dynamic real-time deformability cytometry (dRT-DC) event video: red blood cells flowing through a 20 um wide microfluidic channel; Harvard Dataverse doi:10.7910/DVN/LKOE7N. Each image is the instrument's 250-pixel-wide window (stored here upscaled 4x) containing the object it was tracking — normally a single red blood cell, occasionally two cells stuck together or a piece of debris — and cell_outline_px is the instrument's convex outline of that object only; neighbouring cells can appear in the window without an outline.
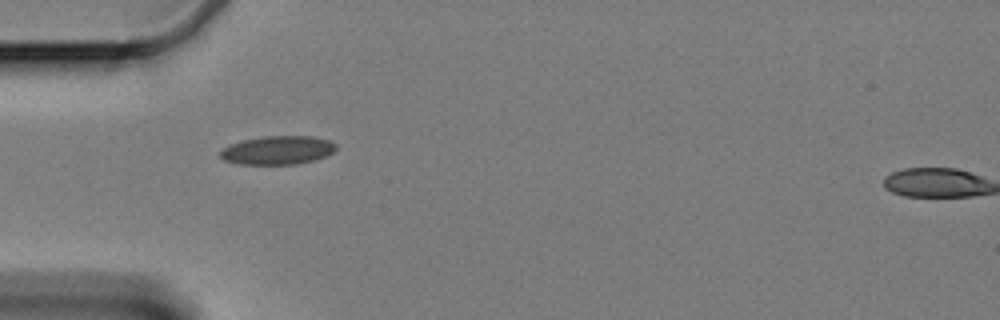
{"species": "Egyptian fruit bat (a non-hibernating species)", "species_latin": "Rousettus aegyptiacus", "temperature_condition": "cold", "stored_images_in_passage": 43, "camera_frame_rate_fps": 3000, "um_per_image_px": 0.085, "animal": {"sex": "female"}, "frame": {"image": 1, "passage_image": 1, "time_ms": 0.0, "image_size_px": [1000, 320], "cell_outline_px": [[336, 148], [328, 156], [316, 160], [296, 164], [240, 164], [224, 160], [220, 156], [220, 152], [224, 148], [232, 144], [244, 140], [264, 136], [312, 136], [328, 140], [336, 144]], "centroid_in_image_um": [23.64, 12.77], "position_along_channel_um": 61.4, "area_um2": 19.19}}
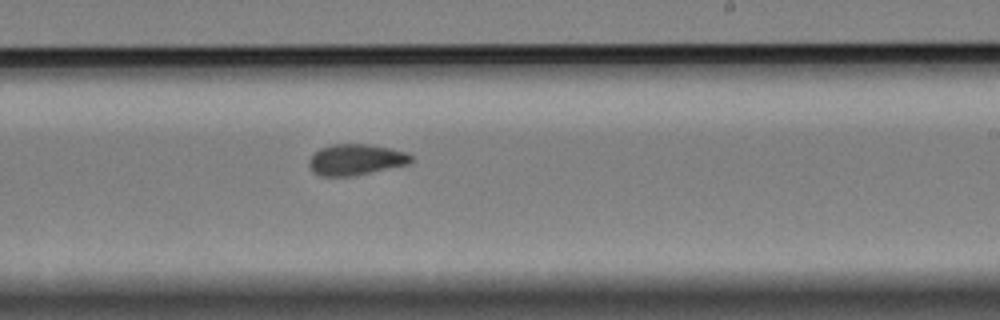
{"frame": {"image": 2, "passage_image": 19, "time_ms": 6.0, "image_size_px": [1000, 320], "cell_outline_px": [[412, 160], [408, 164], [352, 176], [320, 176], [312, 172], [308, 164], [308, 160], [320, 148], [332, 144], [372, 144], [408, 152], [412, 156]], "centroid_in_image_um": [30.24, 13.56], "position_along_channel_um": 258.8, "area_um2": 18.5}}
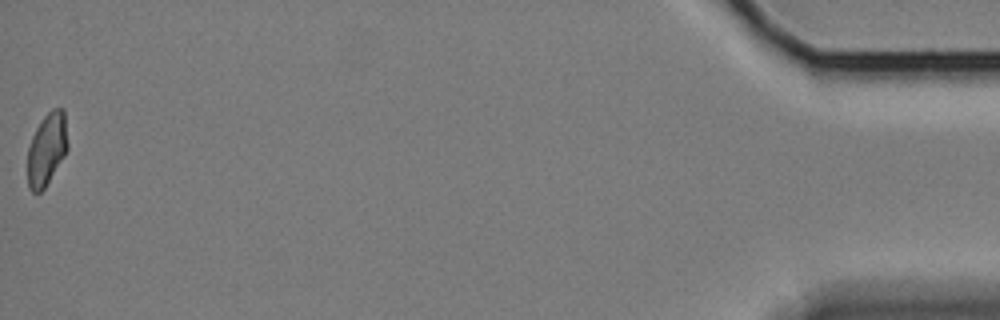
{"frame": {"image": 3, "passage_image": 43, "time_ms": 14.0, "image_size_px": [1000, 320], "cell_outline_px": [[68, 148], [64, 156], [44, 188], [40, 192], [32, 192], [28, 188], [28, 148], [32, 136], [36, 128], [44, 116], [52, 108], [64, 108], [68, 144]], "centroid_in_image_um": [3.98, 12.66], "position_along_channel_um": 431.2, "area_um2": 16.88}, "authors_computed_cell_mechanics": {"area_um2": 18.4382, "velocity_mm_per_s": 3.3177, "shape_relaxation_time_tau1_ms": 10.5915, "shape_relaxation_time_tau2_ms": 3.0874, "deformation_change_tau1": 0.1496, "deformation_change_tau2": 0.0679}}